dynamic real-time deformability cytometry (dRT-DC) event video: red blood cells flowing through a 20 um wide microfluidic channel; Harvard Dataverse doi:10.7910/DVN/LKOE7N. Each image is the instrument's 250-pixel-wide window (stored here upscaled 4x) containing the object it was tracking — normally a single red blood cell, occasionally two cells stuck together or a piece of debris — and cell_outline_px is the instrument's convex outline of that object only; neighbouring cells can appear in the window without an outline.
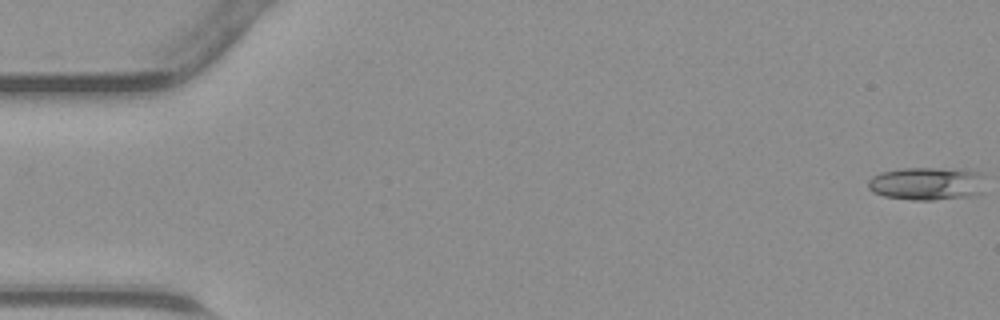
{"species": "common noctule bat (a hibernating species)", "species_latin": "Nyctalus noctula", "temperature_condition": "warm", "stored_images_in_passage": 46, "camera_frame_rate_fps": 3000, "um_per_image_px": 0.085, "animal": {"sex": "male", "body_mass_g": 23.1, "forearm_length_mm": 52.7}, "frame": {"image": 1, "passage_image": 1, "time_ms": 0.0, "image_size_px": [1000, 320], "cell_outline_px": [[980, 192], [968, 196], [932, 200], [912, 200], [884, 196], [872, 192], [868, 188], [868, 180], [872, 176], [880, 172], [900, 168], [932, 168], [980, 172]], "centroid_in_image_um": [78.64, 15.61], "position_along_channel_um": 6.4, "area_um2": 22.02}}
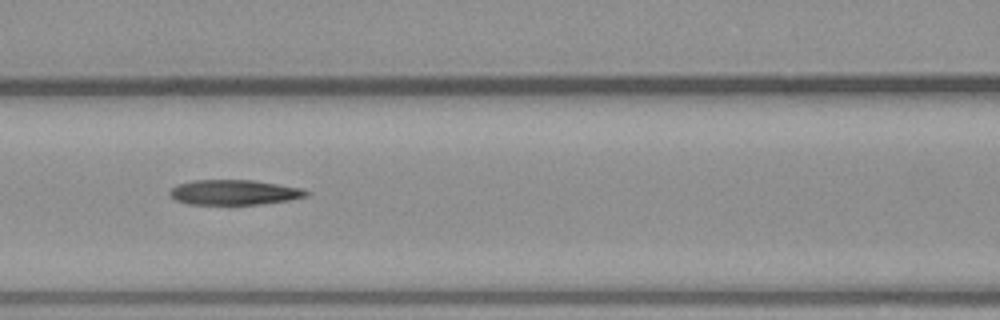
{"frame": {"image": 2, "passage_image": 20, "time_ms": 6.333, "image_size_px": [1000, 320], "cell_outline_px": [[312, 192], [308, 196], [288, 200], [260, 204], [188, 204], [176, 200], [168, 192], [176, 184], [192, 180], [252, 180], [304, 188]], "centroid_in_image_um": [19.94, 16.34], "position_along_channel_um": 146.7, "area_um2": 20.0}}
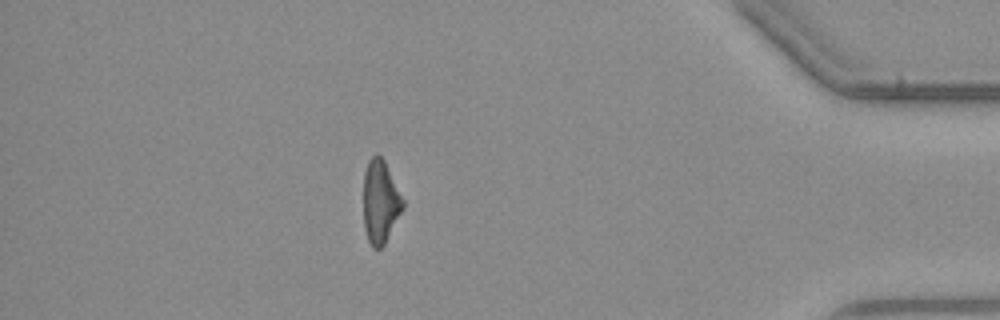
{"frame": {"image": 3, "passage_image": 40, "time_ms": 13.0, "image_size_px": [1000, 320], "cell_outline_px": [[404, 208], [384, 244], [380, 248], [372, 248], [368, 240], [364, 228], [364, 172], [368, 160], [376, 152], [384, 160], [404, 200]], "centroid_in_image_um": [32.33, 17.14], "position_along_channel_um": 402.9, "area_um2": 19.07}}